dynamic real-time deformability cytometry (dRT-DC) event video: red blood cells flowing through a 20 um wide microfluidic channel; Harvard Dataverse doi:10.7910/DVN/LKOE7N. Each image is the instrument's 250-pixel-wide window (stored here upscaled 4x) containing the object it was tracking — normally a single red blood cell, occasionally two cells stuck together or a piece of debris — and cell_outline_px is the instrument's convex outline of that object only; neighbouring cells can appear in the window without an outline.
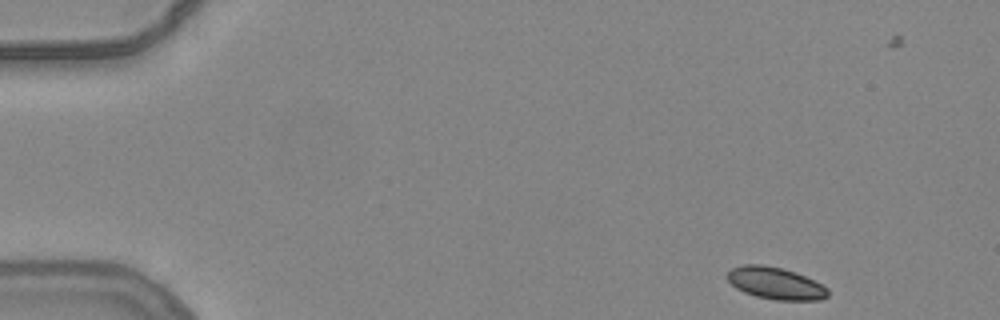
{"species": "common noctule bat (a hibernating species)", "species_latin": "Nyctalus noctula", "temperature_condition": "warm", "stored_images_in_passage": 51, "camera_frame_rate_fps": 3000, "um_per_image_px": 0.085, "animal": {"sex": "female", "body_mass_g": 24.6, "forearm_length_mm": 56.2}, "frame": {"image": 1, "passage_image": 1, "time_ms": 0.0, "image_size_px": [1000, 320], "cell_outline_px": [[828, 296], [820, 300], [776, 300], [756, 296], [744, 292], [736, 288], [728, 280], [728, 272], [732, 268], [744, 264], [764, 264], [796, 272], [828, 288]], "centroid_in_image_um": [65.91, 24.08], "position_along_channel_um": 19.1, "area_um2": 18.61}}
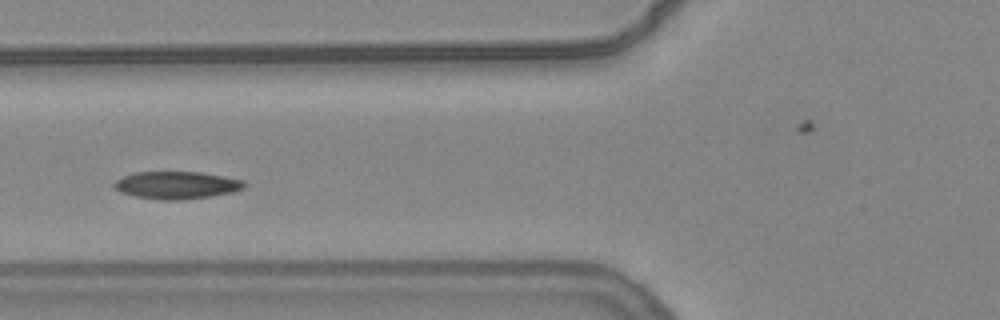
{"frame": {"image": 2, "passage_image": 17, "time_ms": 5.333, "image_size_px": [1000, 320], "cell_outline_px": [[248, 184], [244, 188], [232, 192], [212, 196], [180, 200], [160, 200], [136, 196], [120, 192], [112, 184], [116, 180], [124, 176], [136, 172], [200, 172], [224, 176], [244, 180]], "centroid_in_image_um": [15.05, 15.74], "position_along_channel_um": 110.7, "area_um2": 20.87}}
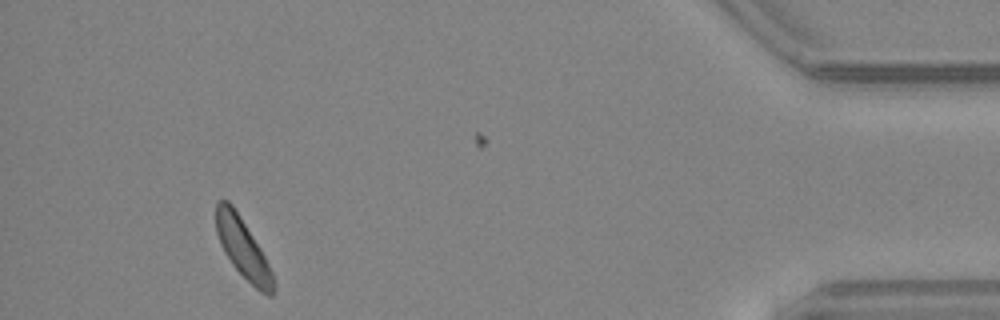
{"frame": {"image": 3, "passage_image": 46, "time_ms": 15.0, "image_size_px": [1000, 320], "cell_outline_px": [[272, 296], [268, 296], [260, 292], [232, 264], [224, 252], [220, 244], [216, 232], [216, 200], [228, 200], [232, 204], [240, 216], [260, 248], [272, 272]], "centroid_in_image_um": [20.59, 21.04], "position_along_channel_um": 414.6, "area_um2": 19.36}, "authors_computed_cell_mechanics": {"area_um2": 20.3456, "velocity_mm_per_s": 3.7966, "shape_relaxation_time_tau1_ms": 2.4812, "shape_relaxation_time_tau2_ms": null, "deformation_change_tau1": 0.0828, "deformation_change_tau2": null}}